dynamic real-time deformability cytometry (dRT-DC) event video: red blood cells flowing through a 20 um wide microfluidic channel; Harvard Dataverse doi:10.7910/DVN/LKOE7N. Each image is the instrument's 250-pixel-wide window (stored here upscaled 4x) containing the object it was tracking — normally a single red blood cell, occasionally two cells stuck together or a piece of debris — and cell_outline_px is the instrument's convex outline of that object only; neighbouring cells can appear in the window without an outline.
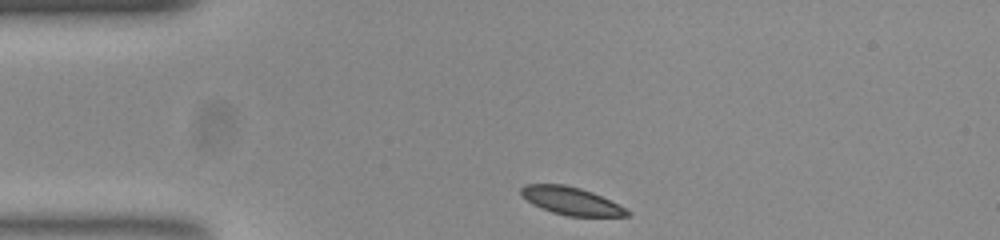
{"species": "common noctule bat (a hibernating species)", "species_latin": "Nyctalus noctula", "temperature_condition": "room temperature", "stored_images_in_passage": 34, "camera_frame_rate_fps": 3000, "um_per_image_px": 0.085, "animal": {"sex": "female", "body_mass_g": 23.0, "forearm_length_mm": 53.4}, "frame": {"image": 1, "passage_image": 1, "time_ms": 0.0, "image_size_px": [1000, 240], "cell_outline_px": [[632, 212], [628, 216], [568, 216], [552, 212], [540, 208], [532, 204], [520, 196], [520, 188], [524, 184], [564, 184], [580, 188], [592, 192], [620, 204]], "centroid_in_image_um": [48.53, 17.07], "position_along_channel_um": 36.5, "area_um2": 17.4}}
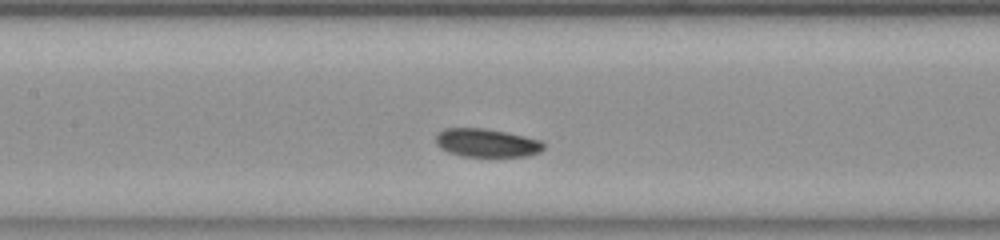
{"frame": {"image": 2, "passage_image": 14, "time_ms": 4.333, "image_size_px": [1000, 240], "cell_outline_px": [[544, 148], [540, 152], [528, 156], [464, 156], [448, 152], [440, 148], [436, 144], [436, 136], [444, 128], [484, 128], [524, 136], [540, 140], [544, 144]], "centroid_in_image_um": [41.36, 12.14], "position_along_channel_um": 166.0, "area_um2": 17.69}}
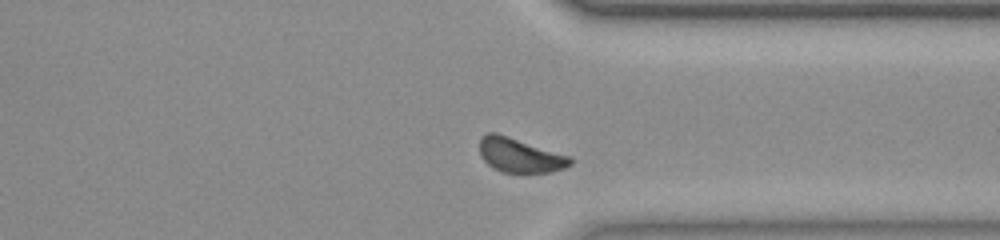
{"frame": {"image": 3, "passage_image": 30, "time_ms": 9.667, "image_size_px": [1000, 240], "cell_outline_px": [[572, 164], [564, 168], [548, 172], [500, 172], [492, 168], [480, 156], [480, 136], [488, 132], [496, 132], [572, 156]], "centroid_in_image_um": [44.18, 13.18], "position_along_channel_um": 367.2, "area_um2": 18.32}}